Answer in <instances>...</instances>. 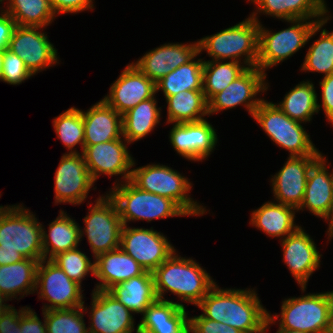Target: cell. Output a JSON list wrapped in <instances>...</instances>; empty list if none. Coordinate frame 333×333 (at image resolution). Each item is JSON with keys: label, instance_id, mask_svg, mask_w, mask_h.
<instances>
[{"label": "cell", "instance_id": "f907efd6", "mask_svg": "<svg viewBox=\"0 0 333 333\" xmlns=\"http://www.w3.org/2000/svg\"><path fill=\"white\" fill-rule=\"evenodd\" d=\"M328 229L326 230L327 241H331L333 238V217L327 222Z\"/></svg>", "mask_w": 333, "mask_h": 333}, {"label": "cell", "instance_id": "816d5d0a", "mask_svg": "<svg viewBox=\"0 0 333 333\" xmlns=\"http://www.w3.org/2000/svg\"><path fill=\"white\" fill-rule=\"evenodd\" d=\"M326 333H333V306L331 308Z\"/></svg>", "mask_w": 333, "mask_h": 333}, {"label": "cell", "instance_id": "2e32d148", "mask_svg": "<svg viewBox=\"0 0 333 333\" xmlns=\"http://www.w3.org/2000/svg\"><path fill=\"white\" fill-rule=\"evenodd\" d=\"M94 183L82 153H64L54 173V204L84 203Z\"/></svg>", "mask_w": 333, "mask_h": 333}, {"label": "cell", "instance_id": "4316f807", "mask_svg": "<svg viewBox=\"0 0 333 333\" xmlns=\"http://www.w3.org/2000/svg\"><path fill=\"white\" fill-rule=\"evenodd\" d=\"M94 277L99 282L93 290L107 291L113 285L120 284L144 274L145 269L121 248L100 254L95 259Z\"/></svg>", "mask_w": 333, "mask_h": 333}, {"label": "cell", "instance_id": "d6986e66", "mask_svg": "<svg viewBox=\"0 0 333 333\" xmlns=\"http://www.w3.org/2000/svg\"><path fill=\"white\" fill-rule=\"evenodd\" d=\"M300 226L295 232L280 240L283 262L299 285L306 292L308 280L321 265L322 254L310 234Z\"/></svg>", "mask_w": 333, "mask_h": 333}, {"label": "cell", "instance_id": "cb8c5ba5", "mask_svg": "<svg viewBox=\"0 0 333 333\" xmlns=\"http://www.w3.org/2000/svg\"><path fill=\"white\" fill-rule=\"evenodd\" d=\"M254 6L249 15L258 23L259 15L273 17L281 21L294 19L324 20L327 18L325 0H248ZM257 6V7H256Z\"/></svg>", "mask_w": 333, "mask_h": 333}, {"label": "cell", "instance_id": "11a10c76", "mask_svg": "<svg viewBox=\"0 0 333 333\" xmlns=\"http://www.w3.org/2000/svg\"><path fill=\"white\" fill-rule=\"evenodd\" d=\"M331 178H332V217H333V168L331 170Z\"/></svg>", "mask_w": 333, "mask_h": 333}, {"label": "cell", "instance_id": "681fc988", "mask_svg": "<svg viewBox=\"0 0 333 333\" xmlns=\"http://www.w3.org/2000/svg\"><path fill=\"white\" fill-rule=\"evenodd\" d=\"M7 301L9 302L11 300H9L6 296L0 293V318L7 310L12 307V305L6 303Z\"/></svg>", "mask_w": 333, "mask_h": 333}, {"label": "cell", "instance_id": "c3c4849f", "mask_svg": "<svg viewBox=\"0 0 333 333\" xmlns=\"http://www.w3.org/2000/svg\"><path fill=\"white\" fill-rule=\"evenodd\" d=\"M16 26L15 21L12 17L5 13L0 12V50H4L8 47L9 41L11 39L13 30Z\"/></svg>", "mask_w": 333, "mask_h": 333}, {"label": "cell", "instance_id": "4fadbf2b", "mask_svg": "<svg viewBox=\"0 0 333 333\" xmlns=\"http://www.w3.org/2000/svg\"><path fill=\"white\" fill-rule=\"evenodd\" d=\"M127 145L130 144L122 137L84 147L82 155L95 182L100 175L109 176L108 178L118 176L113 186L130 180L134 157L130 154Z\"/></svg>", "mask_w": 333, "mask_h": 333}, {"label": "cell", "instance_id": "ffe728a7", "mask_svg": "<svg viewBox=\"0 0 333 333\" xmlns=\"http://www.w3.org/2000/svg\"><path fill=\"white\" fill-rule=\"evenodd\" d=\"M321 156H288L283 167L271 175L273 201L298 209L304 199L309 170Z\"/></svg>", "mask_w": 333, "mask_h": 333}, {"label": "cell", "instance_id": "8992f818", "mask_svg": "<svg viewBox=\"0 0 333 333\" xmlns=\"http://www.w3.org/2000/svg\"><path fill=\"white\" fill-rule=\"evenodd\" d=\"M259 23L251 16L216 34L198 39L199 53L210 60L235 61L247 68L257 67Z\"/></svg>", "mask_w": 333, "mask_h": 333}, {"label": "cell", "instance_id": "ee69618b", "mask_svg": "<svg viewBox=\"0 0 333 333\" xmlns=\"http://www.w3.org/2000/svg\"><path fill=\"white\" fill-rule=\"evenodd\" d=\"M43 321L30 306L20 307L21 333H47L45 311H42Z\"/></svg>", "mask_w": 333, "mask_h": 333}, {"label": "cell", "instance_id": "ac0fdd59", "mask_svg": "<svg viewBox=\"0 0 333 333\" xmlns=\"http://www.w3.org/2000/svg\"><path fill=\"white\" fill-rule=\"evenodd\" d=\"M209 120L173 123L169 132V142L179 156L192 162H203L216 149L217 130Z\"/></svg>", "mask_w": 333, "mask_h": 333}, {"label": "cell", "instance_id": "f1b7e54d", "mask_svg": "<svg viewBox=\"0 0 333 333\" xmlns=\"http://www.w3.org/2000/svg\"><path fill=\"white\" fill-rule=\"evenodd\" d=\"M48 226L46 230L42 224V247L45 260H51L58 253L80 247L81 225L64 210L61 209L56 219L52 220Z\"/></svg>", "mask_w": 333, "mask_h": 333}, {"label": "cell", "instance_id": "6f0895ef", "mask_svg": "<svg viewBox=\"0 0 333 333\" xmlns=\"http://www.w3.org/2000/svg\"><path fill=\"white\" fill-rule=\"evenodd\" d=\"M269 328L268 327H266L264 330H262L261 332H259V333H268L267 331H269L268 330Z\"/></svg>", "mask_w": 333, "mask_h": 333}, {"label": "cell", "instance_id": "7bdbcfd3", "mask_svg": "<svg viewBox=\"0 0 333 333\" xmlns=\"http://www.w3.org/2000/svg\"><path fill=\"white\" fill-rule=\"evenodd\" d=\"M189 333H243L221 322L205 318L202 314L189 317Z\"/></svg>", "mask_w": 333, "mask_h": 333}, {"label": "cell", "instance_id": "603a6c76", "mask_svg": "<svg viewBox=\"0 0 333 333\" xmlns=\"http://www.w3.org/2000/svg\"><path fill=\"white\" fill-rule=\"evenodd\" d=\"M324 154L309 170L305 194L299 211H309L311 215L328 222L332 218V178L328 168L332 166ZM330 164V165H329Z\"/></svg>", "mask_w": 333, "mask_h": 333}, {"label": "cell", "instance_id": "8fae6325", "mask_svg": "<svg viewBox=\"0 0 333 333\" xmlns=\"http://www.w3.org/2000/svg\"><path fill=\"white\" fill-rule=\"evenodd\" d=\"M82 289L51 260L43 259L38 263L34 293L39 300L48 302L43 303L42 311L82 307L85 304V289Z\"/></svg>", "mask_w": 333, "mask_h": 333}, {"label": "cell", "instance_id": "1f68e13d", "mask_svg": "<svg viewBox=\"0 0 333 333\" xmlns=\"http://www.w3.org/2000/svg\"><path fill=\"white\" fill-rule=\"evenodd\" d=\"M157 96L140 102L122 115L123 137L131 144L151 134L161 122L162 106Z\"/></svg>", "mask_w": 333, "mask_h": 333}, {"label": "cell", "instance_id": "d6a6232c", "mask_svg": "<svg viewBox=\"0 0 333 333\" xmlns=\"http://www.w3.org/2000/svg\"><path fill=\"white\" fill-rule=\"evenodd\" d=\"M318 94L313 82L303 80L283 96L282 101L275 103L289 118L306 124L311 123L318 113ZM311 121V122H310Z\"/></svg>", "mask_w": 333, "mask_h": 333}, {"label": "cell", "instance_id": "d4e9b609", "mask_svg": "<svg viewBox=\"0 0 333 333\" xmlns=\"http://www.w3.org/2000/svg\"><path fill=\"white\" fill-rule=\"evenodd\" d=\"M178 301L157 299L141 315L139 331L144 333H189V317L186 307Z\"/></svg>", "mask_w": 333, "mask_h": 333}, {"label": "cell", "instance_id": "f546056e", "mask_svg": "<svg viewBox=\"0 0 333 333\" xmlns=\"http://www.w3.org/2000/svg\"><path fill=\"white\" fill-rule=\"evenodd\" d=\"M115 299L121 302L133 314H143L158 298L155 292L153 273L132 277L107 290Z\"/></svg>", "mask_w": 333, "mask_h": 333}, {"label": "cell", "instance_id": "277c9868", "mask_svg": "<svg viewBox=\"0 0 333 333\" xmlns=\"http://www.w3.org/2000/svg\"><path fill=\"white\" fill-rule=\"evenodd\" d=\"M135 161L134 158L130 181L139 189L173 200L188 216L199 217L210 212L191 198L193 183L184 174L160 163L135 167Z\"/></svg>", "mask_w": 333, "mask_h": 333}, {"label": "cell", "instance_id": "7c38bea8", "mask_svg": "<svg viewBox=\"0 0 333 333\" xmlns=\"http://www.w3.org/2000/svg\"><path fill=\"white\" fill-rule=\"evenodd\" d=\"M265 74L258 67L247 68L224 90L215 94L208 101V115L218 114L220 111L234 109L238 106L245 107L251 118L256 108L265 98L259 96L267 93L270 87Z\"/></svg>", "mask_w": 333, "mask_h": 333}, {"label": "cell", "instance_id": "e0dca14e", "mask_svg": "<svg viewBox=\"0 0 333 333\" xmlns=\"http://www.w3.org/2000/svg\"><path fill=\"white\" fill-rule=\"evenodd\" d=\"M91 296V307L82 306L90 319L89 333H133L134 331L137 333L139 331L138 324L135 327V316H133L135 314L107 291L92 290Z\"/></svg>", "mask_w": 333, "mask_h": 333}, {"label": "cell", "instance_id": "30bf717a", "mask_svg": "<svg viewBox=\"0 0 333 333\" xmlns=\"http://www.w3.org/2000/svg\"><path fill=\"white\" fill-rule=\"evenodd\" d=\"M94 202L88 203L89 212L83 219L85 226L80 227V241L86 236L93 259L120 248L123 228L116 202L108 193L99 195Z\"/></svg>", "mask_w": 333, "mask_h": 333}, {"label": "cell", "instance_id": "836d02e7", "mask_svg": "<svg viewBox=\"0 0 333 333\" xmlns=\"http://www.w3.org/2000/svg\"><path fill=\"white\" fill-rule=\"evenodd\" d=\"M166 124L197 122L206 119L208 102L202 90H186L166 99Z\"/></svg>", "mask_w": 333, "mask_h": 333}, {"label": "cell", "instance_id": "9a60e30c", "mask_svg": "<svg viewBox=\"0 0 333 333\" xmlns=\"http://www.w3.org/2000/svg\"><path fill=\"white\" fill-rule=\"evenodd\" d=\"M45 30L42 27L16 25L7 47L24 60L33 76L60 62L57 48L50 42Z\"/></svg>", "mask_w": 333, "mask_h": 333}, {"label": "cell", "instance_id": "83f0119b", "mask_svg": "<svg viewBox=\"0 0 333 333\" xmlns=\"http://www.w3.org/2000/svg\"><path fill=\"white\" fill-rule=\"evenodd\" d=\"M296 213L295 207L271 200L251 211L249 224L270 238L283 240L301 226L295 223Z\"/></svg>", "mask_w": 333, "mask_h": 333}, {"label": "cell", "instance_id": "7a4b0ae2", "mask_svg": "<svg viewBox=\"0 0 333 333\" xmlns=\"http://www.w3.org/2000/svg\"><path fill=\"white\" fill-rule=\"evenodd\" d=\"M43 260L42 223L23 203L0 212V266L23 259Z\"/></svg>", "mask_w": 333, "mask_h": 333}, {"label": "cell", "instance_id": "d590c367", "mask_svg": "<svg viewBox=\"0 0 333 333\" xmlns=\"http://www.w3.org/2000/svg\"><path fill=\"white\" fill-rule=\"evenodd\" d=\"M171 71L156 82V94L163 93L164 98L186 90H202L204 58H197Z\"/></svg>", "mask_w": 333, "mask_h": 333}, {"label": "cell", "instance_id": "4dcf8cb0", "mask_svg": "<svg viewBox=\"0 0 333 333\" xmlns=\"http://www.w3.org/2000/svg\"><path fill=\"white\" fill-rule=\"evenodd\" d=\"M39 262V260L25 258L16 263L1 265L0 293L11 301L14 299L20 300L25 295L34 294Z\"/></svg>", "mask_w": 333, "mask_h": 333}, {"label": "cell", "instance_id": "5bb4252c", "mask_svg": "<svg viewBox=\"0 0 333 333\" xmlns=\"http://www.w3.org/2000/svg\"><path fill=\"white\" fill-rule=\"evenodd\" d=\"M163 233L151 228L123 225L120 248L139 263L145 271L153 272L177 249Z\"/></svg>", "mask_w": 333, "mask_h": 333}, {"label": "cell", "instance_id": "7402d4cb", "mask_svg": "<svg viewBox=\"0 0 333 333\" xmlns=\"http://www.w3.org/2000/svg\"><path fill=\"white\" fill-rule=\"evenodd\" d=\"M198 53V40L192 43L166 42L131 63L156 83L171 71L191 61Z\"/></svg>", "mask_w": 333, "mask_h": 333}, {"label": "cell", "instance_id": "3957f363", "mask_svg": "<svg viewBox=\"0 0 333 333\" xmlns=\"http://www.w3.org/2000/svg\"><path fill=\"white\" fill-rule=\"evenodd\" d=\"M179 254L176 250L152 272L157 298L166 300L165 294L171 292L181 307L197 306L217 282L194 258Z\"/></svg>", "mask_w": 333, "mask_h": 333}, {"label": "cell", "instance_id": "52a82bcc", "mask_svg": "<svg viewBox=\"0 0 333 333\" xmlns=\"http://www.w3.org/2000/svg\"><path fill=\"white\" fill-rule=\"evenodd\" d=\"M319 21L294 19L285 21L289 27L273 31L259 23L257 67L265 74L301 50L319 32ZM268 69V70H267Z\"/></svg>", "mask_w": 333, "mask_h": 333}, {"label": "cell", "instance_id": "9f6ffc18", "mask_svg": "<svg viewBox=\"0 0 333 333\" xmlns=\"http://www.w3.org/2000/svg\"><path fill=\"white\" fill-rule=\"evenodd\" d=\"M3 2L5 3L4 0H0V12L3 11V8H4V7H3L4 5H1V4H4Z\"/></svg>", "mask_w": 333, "mask_h": 333}, {"label": "cell", "instance_id": "b9f144b4", "mask_svg": "<svg viewBox=\"0 0 333 333\" xmlns=\"http://www.w3.org/2000/svg\"><path fill=\"white\" fill-rule=\"evenodd\" d=\"M32 77L34 76L26 68L23 59L7 48L3 50L2 82L17 86Z\"/></svg>", "mask_w": 333, "mask_h": 333}, {"label": "cell", "instance_id": "5b68a950", "mask_svg": "<svg viewBox=\"0 0 333 333\" xmlns=\"http://www.w3.org/2000/svg\"><path fill=\"white\" fill-rule=\"evenodd\" d=\"M332 306L333 290L287 297L282 300L280 314L268 311L267 327L277 323L278 329L326 333Z\"/></svg>", "mask_w": 333, "mask_h": 333}, {"label": "cell", "instance_id": "74e56055", "mask_svg": "<svg viewBox=\"0 0 333 333\" xmlns=\"http://www.w3.org/2000/svg\"><path fill=\"white\" fill-rule=\"evenodd\" d=\"M247 67L235 61L205 60L203 62L202 91L207 102L217 93L224 90Z\"/></svg>", "mask_w": 333, "mask_h": 333}, {"label": "cell", "instance_id": "ba28073f", "mask_svg": "<svg viewBox=\"0 0 333 333\" xmlns=\"http://www.w3.org/2000/svg\"><path fill=\"white\" fill-rule=\"evenodd\" d=\"M264 133L291 156L323 155L307 133L304 123L289 118L275 103L263 100L252 116Z\"/></svg>", "mask_w": 333, "mask_h": 333}, {"label": "cell", "instance_id": "8d00e7d4", "mask_svg": "<svg viewBox=\"0 0 333 333\" xmlns=\"http://www.w3.org/2000/svg\"><path fill=\"white\" fill-rule=\"evenodd\" d=\"M3 11L9 14L18 26L47 28L56 19L48 0H4Z\"/></svg>", "mask_w": 333, "mask_h": 333}, {"label": "cell", "instance_id": "6da1fadb", "mask_svg": "<svg viewBox=\"0 0 333 333\" xmlns=\"http://www.w3.org/2000/svg\"><path fill=\"white\" fill-rule=\"evenodd\" d=\"M196 307L205 318L243 333H259L267 327L268 310L255 288L224 289L216 283Z\"/></svg>", "mask_w": 333, "mask_h": 333}, {"label": "cell", "instance_id": "ab89813d", "mask_svg": "<svg viewBox=\"0 0 333 333\" xmlns=\"http://www.w3.org/2000/svg\"><path fill=\"white\" fill-rule=\"evenodd\" d=\"M83 307L45 311L47 333H89Z\"/></svg>", "mask_w": 333, "mask_h": 333}, {"label": "cell", "instance_id": "44dd1931", "mask_svg": "<svg viewBox=\"0 0 333 333\" xmlns=\"http://www.w3.org/2000/svg\"><path fill=\"white\" fill-rule=\"evenodd\" d=\"M156 83L132 63L127 64L117 79L111 83L102 100L120 115L125 114L140 102L154 97Z\"/></svg>", "mask_w": 333, "mask_h": 333}, {"label": "cell", "instance_id": "f6af8a7d", "mask_svg": "<svg viewBox=\"0 0 333 333\" xmlns=\"http://www.w3.org/2000/svg\"><path fill=\"white\" fill-rule=\"evenodd\" d=\"M55 15L77 14L94 9L95 0H48Z\"/></svg>", "mask_w": 333, "mask_h": 333}, {"label": "cell", "instance_id": "f5cc1de1", "mask_svg": "<svg viewBox=\"0 0 333 333\" xmlns=\"http://www.w3.org/2000/svg\"><path fill=\"white\" fill-rule=\"evenodd\" d=\"M3 50H0V81L2 82Z\"/></svg>", "mask_w": 333, "mask_h": 333}, {"label": "cell", "instance_id": "9c48e42d", "mask_svg": "<svg viewBox=\"0 0 333 333\" xmlns=\"http://www.w3.org/2000/svg\"><path fill=\"white\" fill-rule=\"evenodd\" d=\"M107 193L116 202L123 225L188 216L173 200L141 190L130 180L113 186Z\"/></svg>", "mask_w": 333, "mask_h": 333}, {"label": "cell", "instance_id": "7dc6e473", "mask_svg": "<svg viewBox=\"0 0 333 333\" xmlns=\"http://www.w3.org/2000/svg\"><path fill=\"white\" fill-rule=\"evenodd\" d=\"M0 333H21L20 308L12 306L0 318Z\"/></svg>", "mask_w": 333, "mask_h": 333}, {"label": "cell", "instance_id": "680465c9", "mask_svg": "<svg viewBox=\"0 0 333 333\" xmlns=\"http://www.w3.org/2000/svg\"><path fill=\"white\" fill-rule=\"evenodd\" d=\"M0 197H1V194H0ZM6 207V205L2 206L0 205V212Z\"/></svg>", "mask_w": 333, "mask_h": 333}, {"label": "cell", "instance_id": "db71d44e", "mask_svg": "<svg viewBox=\"0 0 333 333\" xmlns=\"http://www.w3.org/2000/svg\"><path fill=\"white\" fill-rule=\"evenodd\" d=\"M276 333H304V332L294 331V330H286V329H277Z\"/></svg>", "mask_w": 333, "mask_h": 333}, {"label": "cell", "instance_id": "e575fe53", "mask_svg": "<svg viewBox=\"0 0 333 333\" xmlns=\"http://www.w3.org/2000/svg\"><path fill=\"white\" fill-rule=\"evenodd\" d=\"M327 6V18L319 21L318 39L312 42L301 64L300 71L303 73H319L326 77L333 73V30L329 31L326 26L328 21L332 20V14H329ZM331 18V19H330ZM321 30V31H320Z\"/></svg>", "mask_w": 333, "mask_h": 333}, {"label": "cell", "instance_id": "bcb514c9", "mask_svg": "<svg viewBox=\"0 0 333 333\" xmlns=\"http://www.w3.org/2000/svg\"><path fill=\"white\" fill-rule=\"evenodd\" d=\"M321 87V103H318V113L320 109L324 111L326 120L328 124L333 120V73L322 77V80L319 81Z\"/></svg>", "mask_w": 333, "mask_h": 333}, {"label": "cell", "instance_id": "484cf974", "mask_svg": "<svg viewBox=\"0 0 333 333\" xmlns=\"http://www.w3.org/2000/svg\"><path fill=\"white\" fill-rule=\"evenodd\" d=\"M84 147L123 137L122 115L102 99L82 110Z\"/></svg>", "mask_w": 333, "mask_h": 333}, {"label": "cell", "instance_id": "60d3db41", "mask_svg": "<svg viewBox=\"0 0 333 333\" xmlns=\"http://www.w3.org/2000/svg\"><path fill=\"white\" fill-rule=\"evenodd\" d=\"M64 273L81 286L86 276H94L95 260H91L79 247L58 253L51 259ZM93 261V262H92Z\"/></svg>", "mask_w": 333, "mask_h": 333}, {"label": "cell", "instance_id": "f35d334b", "mask_svg": "<svg viewBox=\"0 0 333 333\" xmlns=\"http://www.w3.org/2000/svg\"><path fill=\"white\" fill-rule=\"evenodd\" d=\"M57 138L63 143L67 152L82 153L84 149V124L81 109L70 107L52 121ZM77 146L81 147V152ZM77 149V150H76Z\"/></svg>", "mask_w": 333, "mask_h": 333}]
</instances>
